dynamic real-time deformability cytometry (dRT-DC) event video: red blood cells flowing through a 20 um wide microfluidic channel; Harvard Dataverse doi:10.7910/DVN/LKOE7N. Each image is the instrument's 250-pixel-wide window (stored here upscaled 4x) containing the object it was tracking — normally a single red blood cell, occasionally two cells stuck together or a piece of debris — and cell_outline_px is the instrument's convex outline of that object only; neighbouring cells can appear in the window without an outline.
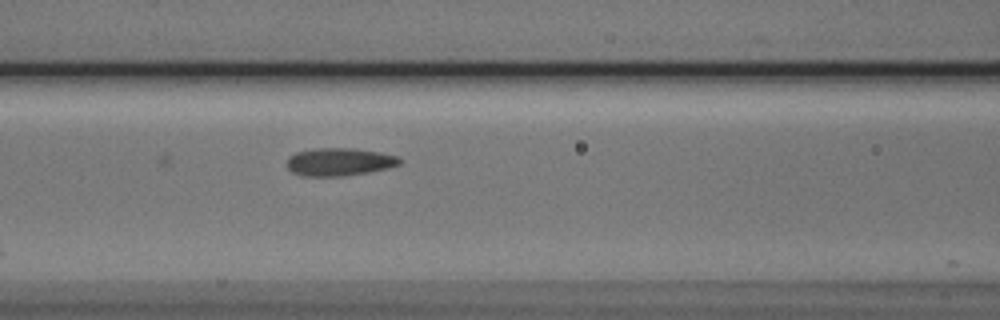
{"species": "Egyptian fruit bat (a non-hibernating species)", "species_latin": "Rousettus aegyptiacus", "temperature_condition": "cold", "stored_images_in_passage": 5, "camera_frame_rate_fps": 3000, "um_per_image_px": 0.085, "animal": {"sex": "male"}, "frame": {"image": 1, "passage_image": 5, "time_ms": 5.667, "image_size_px": [1000, 320], "cell_outline_px": [[404, 160], [400, 164], [388, 168], [368, 172], [344, 176], [304, 176], [292, 172], [288, 168], [288, 156], [296, 152], [312, 148], [352, 148], [380, 152], [400, 156]], "centroid_in_image_um": [28.88, 13.75], "position_along_channel_um": 137.7, "area_um2": 18.5}}